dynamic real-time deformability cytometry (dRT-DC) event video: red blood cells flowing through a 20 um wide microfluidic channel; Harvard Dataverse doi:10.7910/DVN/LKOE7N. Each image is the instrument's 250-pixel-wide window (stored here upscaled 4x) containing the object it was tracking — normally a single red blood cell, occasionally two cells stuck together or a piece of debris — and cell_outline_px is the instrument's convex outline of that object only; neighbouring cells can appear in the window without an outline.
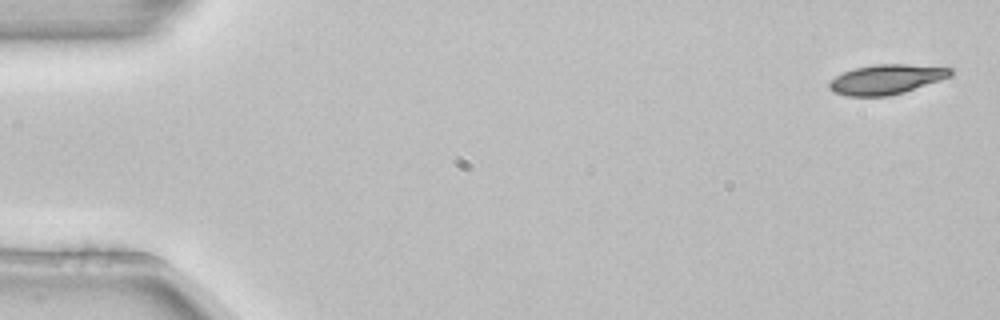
{"species": "common noctule bat (a hibernating species)", "species_latin": "Nyctalus noctula", "temperature_condition": "room temperature", "stored_images_in_passage": 3, "camera_frame_rate_fps": 3000, "um_per_image_px": 0.085, "animal": {"sex": "female", "body_mass_g": 22.7, "forearm_length_mm": 54.2}, "frame": {"image": 1, "passage_image": 1, "time_ms": 0.0, "image_size_px": [1000, 320], "cell_outline_px": [[956, 68], [952, 76], [904, 92], [888, 96], [848, 96], [832, 92], [828, 88], [828, 80], [844, 72], [856, 68], [876, 64], [908, 64]], "centroid_in_image_um": [75.35, 6.74], "position_along_channel_um": 9.6, "area_um2": 21.21}}